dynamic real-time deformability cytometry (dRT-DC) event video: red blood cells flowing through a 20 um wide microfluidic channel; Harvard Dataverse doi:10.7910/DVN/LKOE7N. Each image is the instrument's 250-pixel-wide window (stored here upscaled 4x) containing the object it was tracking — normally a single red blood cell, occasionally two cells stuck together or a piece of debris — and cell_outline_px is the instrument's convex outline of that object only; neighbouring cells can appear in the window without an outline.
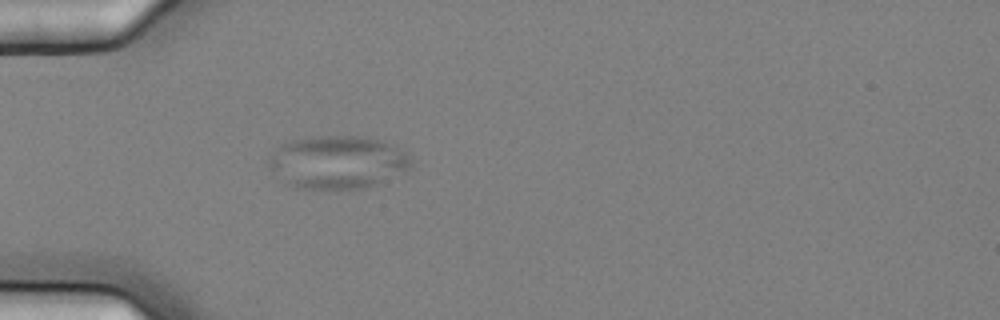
{"species": "common noctule bat (a hibernating species)", "species_latin": "Nyctalus noctula", "temperature_condition": "cold", "stored_images_in_passage": 1, "camera_frame_rate_fps": 3000, "um_per_image_px": 0.085, "animal": {"sex": "female", "body_mass_g": 25.1}, "frame": {"image": 1, "passage_image": 1, "time_ms": 0.0, "image_size_px": [1000, 320], "cell_outline_px": [[412, 168], [376, 184], [360, 188], [296, 188], [284, 184], [268, 164], [268, 160], [276, 148], [280, 144], [292, 140], [312, 136], [360, 136], [380, 140], [404, 152], [408, 156], [412, 164]], "centroid_in_image_um": [28.65, 13.78], "position_along_channel_um": 56.4, "area_um2": 43.58}}